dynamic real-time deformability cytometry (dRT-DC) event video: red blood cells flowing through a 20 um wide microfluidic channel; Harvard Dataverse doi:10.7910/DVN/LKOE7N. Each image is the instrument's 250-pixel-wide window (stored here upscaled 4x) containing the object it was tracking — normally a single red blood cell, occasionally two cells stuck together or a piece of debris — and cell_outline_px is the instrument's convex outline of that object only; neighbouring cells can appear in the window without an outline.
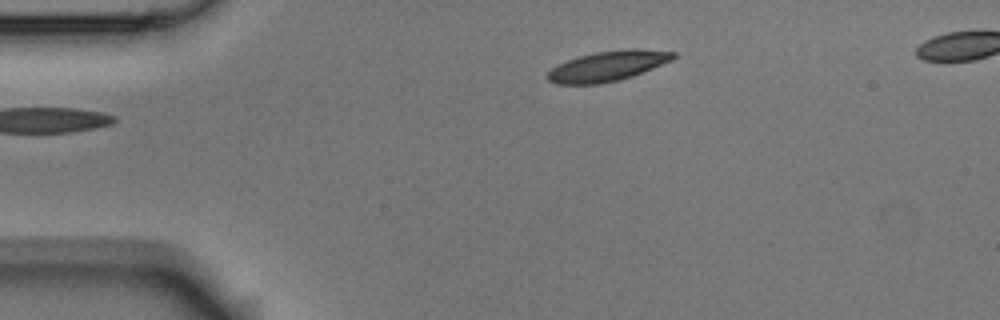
{"species": "Egyptian fruit bat (a non-hibernating species)", "species_latin": "Rousettus aegyptiacus", "temperature_condition": "room temperature", "stored_images_in_passage": 12, "camera_frame_rate_fps": 3000, "um_per_image_px": 0.085, "animal": {"sex": "male"}, "frame": {"image": 1, "passage_image": 1, "time_ms": 0.0, "image_size_px": [1000, 320], "cell_outline_px": [[676, 56], [672, 60], [632, 76], [620, 80], [600, 84], [556, 84], [548, 80], [544, 76], [552, 68], [568, 60], [580, 56], [596, 52], [632, 48], [676, 52]], "centroid_in_image_um": [51.64, 5.62], "position_along_channel_um": 33.4, "area_um2": 21.91}}
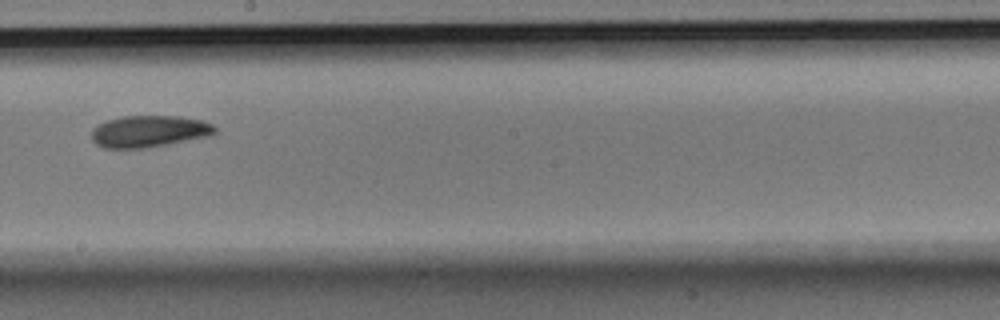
{"frame": {"image": 2, "passage_image": 6, "time_ms": 1.667, "image_size_px": [1000, 320], "cell_outline_px": [[216, 132], [208, 136], [168, 144], [144, 148], [104, 148], [96, 144], [92, 140], [92, 128], [108, 120], [124, 116], [180, 116], [200, 120], [212, 124], [216, 128]], "centroid_in_image_um": [12.66, 11.16], "position_along_channel_um": 235.5, "area_um2": 22.66}}
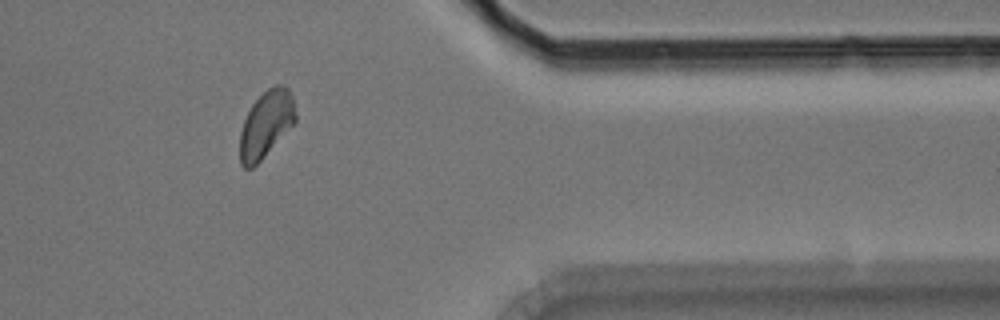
{"frame": {"image": 3, "passage_image": 10, "time_ms": 3.0, "image_size_px": [1000, 320], "cell_outline_px": [[296, 120], [264, 156], [252, 168], [244, 168], [240, 164], [240, 132], [244, 120], [252, 104], [272, 84], [284, 84], [288, 88], [292, 96], [296, 116]], "centroid_in_image_um": [22.6, 10.53], "position_along_channel_um": 388.8, "area_um2": 21.27}}